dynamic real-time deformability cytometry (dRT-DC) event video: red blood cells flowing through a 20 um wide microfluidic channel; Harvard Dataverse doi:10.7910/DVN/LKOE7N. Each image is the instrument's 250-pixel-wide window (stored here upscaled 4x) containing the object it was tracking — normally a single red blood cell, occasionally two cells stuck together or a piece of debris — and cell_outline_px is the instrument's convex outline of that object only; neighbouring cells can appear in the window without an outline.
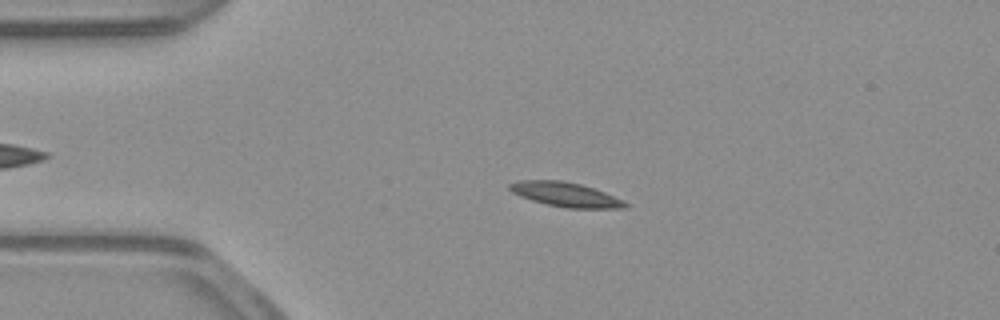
{"species": "common noctule bat (a hibernating species)", "species_latin": "Nyctalus noctula", "temperature_condition": "warm", "stored_images_in_passage": 51, "camera_frame_rate_fps": 3000, "um_per_image_px": 0.085, "animal": {"sex": "male", "body_mass_g": 23.1, "forearm_length_mm": 52.7}, "frame": {"image": 1, "passage_image": 10, "time_ms": 3.0, "image_size_px": [1000, 320], "cell_outline_px": [[628, 208], [568, 208], [548, 204], [532, 200], [520, 196], [512, 192], [508, 188], [508, 184], [520, 180], [560, 180], [580, 184], [604, 192], [628, 204]], "centroid_in_image_um": [48.02, 16.53], "position_along_channel_um": 37.0, "area_um2": 16.13}}
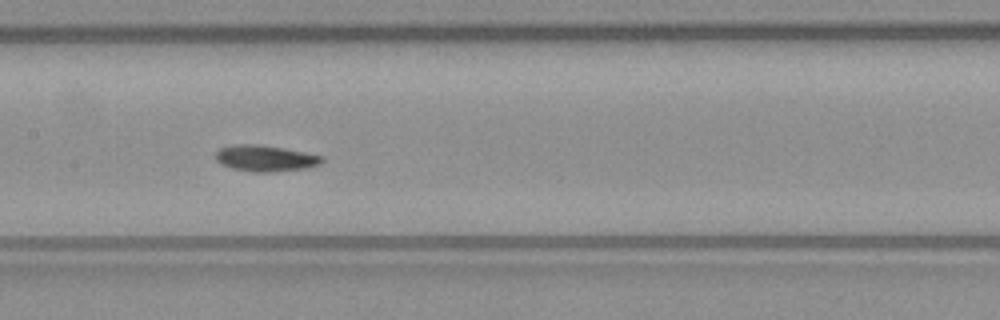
{"frame": {"image": 2, "passage_image": 24, "time_ms": 7.667, "image_size_px": [1000, 320], "cell_outline_px": [[324, 160], [320, 164], [308, 168], [272, 172], [252, 172], [232, 168], [220, 164], [216, 160], [216, 152], [220, 148], [236, 144], [256, 144], [284, 148], [324, 156]], "centroid_in_image_um": [22.57, 13.46], "position_along_channel_um": 184.8, "area_um2": 16.3}}
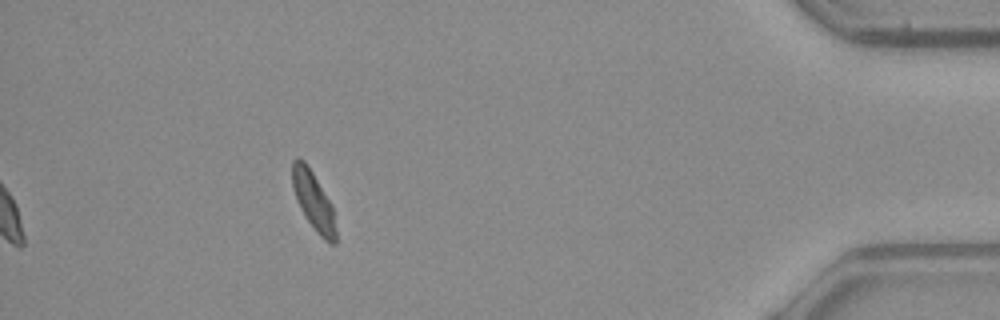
{"frame": {"image": 3, "passage_image": 46, "time_ms": 15.0, "image_size_px": [1000, 320], "cell_outline_px": [[336, 244], [332, 244], [324, 240], [316, 232], [300, 208], [292, 188], [292, 160], [296, 156], [304, 160], [312, 172], [332, 204], [336, 228]], "centroid_in_image_um": [26.64, 17.07], "position_along_channel_um": 408.6, "area_um2": 14.85}}